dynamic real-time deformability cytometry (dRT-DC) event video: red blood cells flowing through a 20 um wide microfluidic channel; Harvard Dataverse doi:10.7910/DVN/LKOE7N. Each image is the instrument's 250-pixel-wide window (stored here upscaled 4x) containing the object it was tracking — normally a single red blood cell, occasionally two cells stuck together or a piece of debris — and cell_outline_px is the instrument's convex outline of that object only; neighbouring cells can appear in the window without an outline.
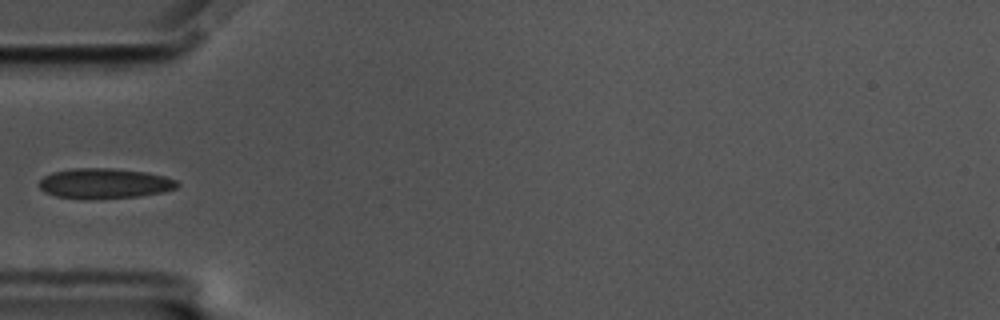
{"species": "common noctule bat (a hibernating species)", "species_latin": "Nyctalus noctula", "temperature_condition": "cold", "stored_images_in_passage": 40, "camera_frame_rate_fps": 3000, "um_per_image_px": 0.085, "animal": {"sex": "male", "body_mass_g": 17.5, "forearm_length_mm": 52.3}, "frame": {"image": 1, "passage_image": 1, "time_ms": 0.0, "image_size_px": [1000, 320], "cell_outline_px": [[180, 184], [176, 188], [164, 192], [136, 196], [88, 200], [80, 200], [56, 196], [44, 192], [40, 188], [40, 180], [44, 176], [52, 172], [72, 168], [112, 168], [148, 172], [164, 176], [176, 180]], "centroid_in_image_um": [8.87, 15.6], "position_along_channel_um": 76.1, "area_um2": 24.62}}
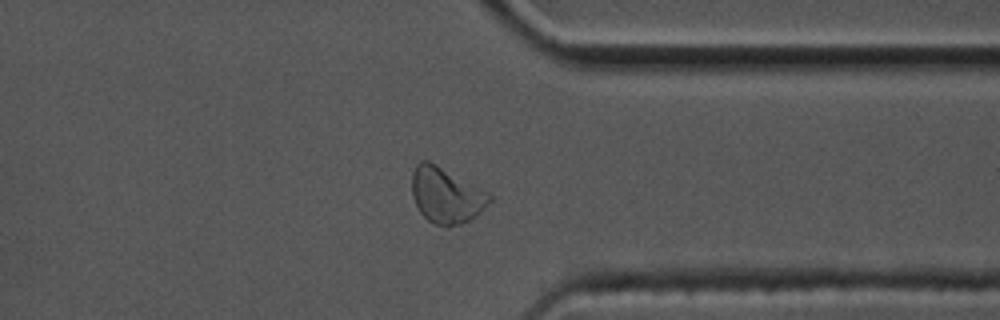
{"frame": {"image": 2, "passage_image": 27, "time_ms": 8.667, "image_size_px": [1000, 320], "cell_outline_px": [[492, 200], [480, 212], [468, 220], [460, 224], [448, 228], [432, 224], [420, 212], [412, 196], [412, 172], [416, 164], [420, 160], [428, 160], [436, 164], [488, 192], [492, 196]], "centroid_in_image_um": [37.9, 16.61], "position_along_channel_um": 373.5, "area_um2": 25.2}}
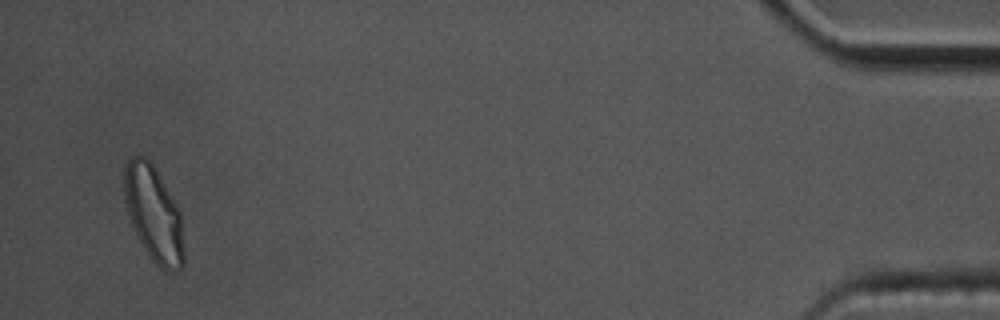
{"frame": {"image": 3, "passage_image": 38, "time_ms": 12.333, "image_size_px": [1000, 320], "cell_outline_px": [[184, 264], [176, 272], [172, 272], [160, 268], [148, 256], [132, 224], [124, 200], [124, 172], [128, 160], [132, 156], [144, 156], [152, 164], [176, 204], [180, 212], [184, 252]], "centroid_in_image_um": [13.07, 18.21], "position_along_channel_um": 422.1, "area_um2": 32.71}}